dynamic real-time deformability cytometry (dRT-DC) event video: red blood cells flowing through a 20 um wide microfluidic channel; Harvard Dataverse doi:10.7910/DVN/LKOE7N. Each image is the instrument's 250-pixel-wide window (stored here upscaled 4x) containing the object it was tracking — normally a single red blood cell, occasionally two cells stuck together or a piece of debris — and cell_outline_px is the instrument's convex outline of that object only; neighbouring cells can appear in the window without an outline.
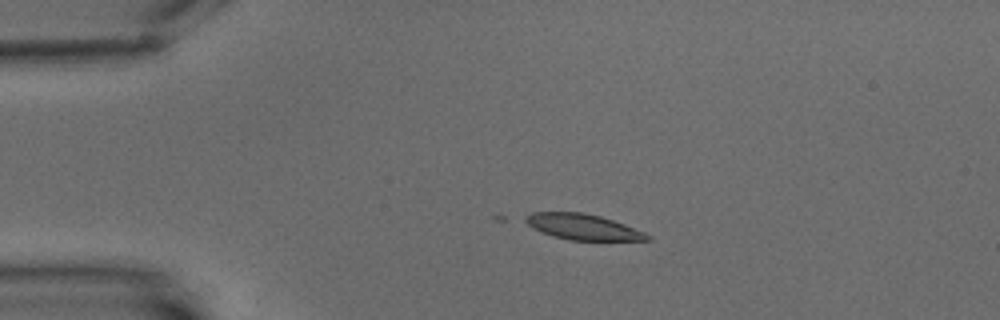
{"species": "common noctule bat (a hibernating species)", "species_latin": "Nyctalus noctula", "temperature_condition": "warm", "stored_images_in_passage": 9, "camera_frame_rate_fps": 3000, "um_per_image_px": 0.085, "animal": {"sex": "male", "body_mass_g": 15.6}, "frame": {"image": 1, "passage_image": 4, "time_ms": 4.333, "image_size_px": [1000, 320], "cell_outline_px": [[652, 240], [568, 240], [552, 236], [520, 220], [524, 216], [532, 212], [580, 212], [600, 216], [624, 224], [644, 232], [652, 236]], "centroid_in_image_um": [49.53, 19.28], "position_along_channel_um": 35.5, "area_um2": 18.15}}
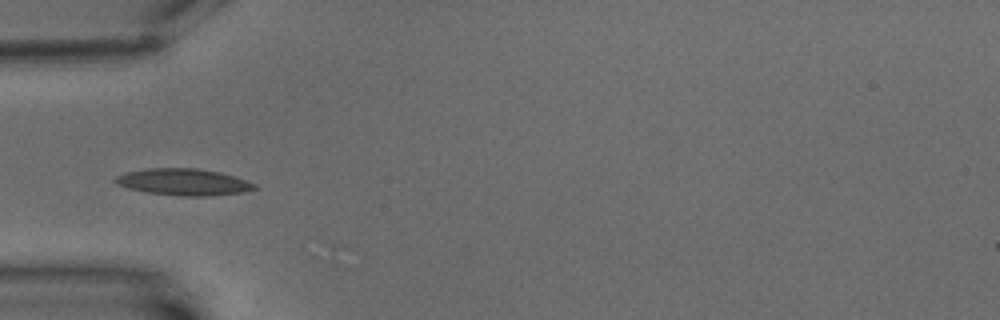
{"frame": {"image": 2, "passage_image": 6, "time_ms": 6.667, "image_size_px": [1000, 320], "cell_outline_px": [[256, 188], [244, 192], [212, 196], [184, 196], [148, 192], [128, 188], [116, 184], [112, 180], [116, 176], [124, 172], [148, 168], [196, 168], [220, 172], [236, 176], [256, 184]], "centroid_in_image_um": [15.6, 15.46], "position_along_channel_um": 69.4, "area_um2": 21.73}}